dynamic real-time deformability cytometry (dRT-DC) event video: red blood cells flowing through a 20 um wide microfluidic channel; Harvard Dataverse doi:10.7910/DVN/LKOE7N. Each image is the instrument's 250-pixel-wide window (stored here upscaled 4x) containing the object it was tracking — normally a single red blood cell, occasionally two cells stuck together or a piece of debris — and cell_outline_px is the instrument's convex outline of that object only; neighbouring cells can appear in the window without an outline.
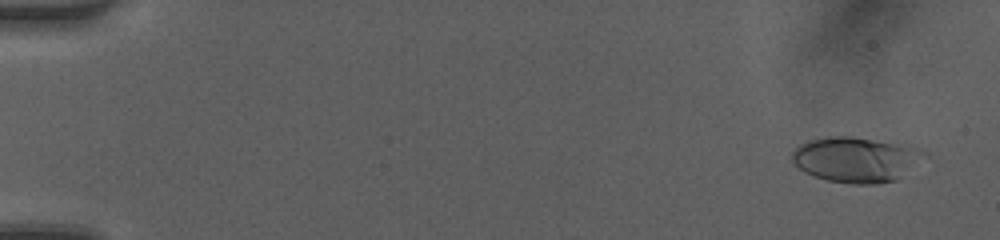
{"species": "human", "species_latin": "Homo sapiens", "temperature_condition": "room temperature", "stored_images_in_passage": 50, "camera_frame_rate_fps": 3000, "um_per_image_px": 0.085, "donor": {"sex": "female"}, "frame": {"image": 1, "passage_image": 3, "time_ms": 0.667, "image_size_px": [1000, 240], "cell_outline_px": [[928, 156], [896, 180], [876, 184], [852, 184], [828, 180], [804, 172], [792, 160], [792, 152], [800, 144], [808, 140], [828, 136], [852, 136], [908, 144], [928, 152]], "centroid_in_image_um": [72.81, 13.54], "position_along_channel_um": 12.2, "area_um2": 35.2}}
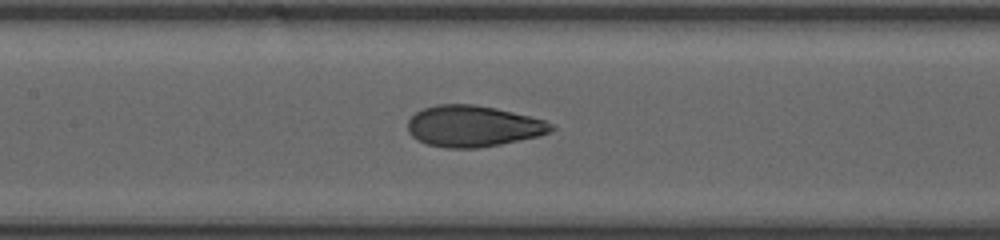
{"frame": {"image": 2, "passage_image": 25, "time_ms": 8.0, "image_size_px": [1000, 240], "cell_outline_px": [[556, 128], [540, 136], [500, 144], [476, 148], [448, 148], [428, 144], [412, 136], [408, 132], [408, 120], [416, 112], [424, 108], [436, 104], [472, 104], [496, 108], [544, 120], [552, 124]], "centroid_in_image_um": [40.21, 10.72], "position_along_channel_um": 167.2, "area_um2": 34.22}}
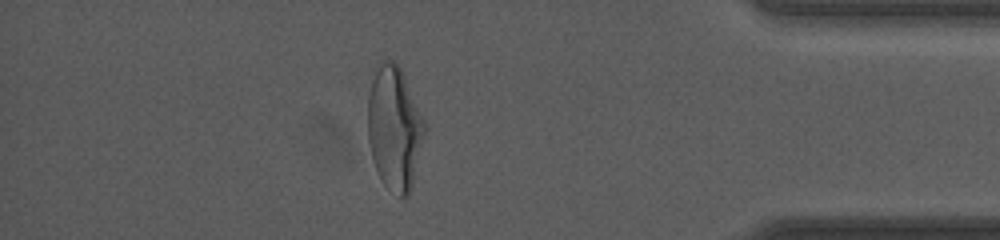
{"frame": {"image": 3, "passage_image": 44, "time_ms": 14.333, "image_size_px": [1000, 240], "cell_outline_px": [[428, 128], [412, 184], [408, 196], [400, 196], [384, 184], [380, 180], [372, 160], [368, 140], [368, 96], [372, 80], [380, 64], [384, 60], [392, 60], [400, 68], [404, 76]], "centroid_in_image_um": [33.54, 10.92], "position_along_channel_um": 401.7, "area_um2": 40.81}, "authors_computed_cell_mechanics": {"area_um2": 34.2176, "velocity_mm_per_s": 4.196, "shape_relaxation_time_tau1_ms": 3.4008, "shape_relaxation_time_tau2_ms": 1.0664, "deformation_change_tau1": 0.1721, "deformation_change_tau2": 0.0736}}